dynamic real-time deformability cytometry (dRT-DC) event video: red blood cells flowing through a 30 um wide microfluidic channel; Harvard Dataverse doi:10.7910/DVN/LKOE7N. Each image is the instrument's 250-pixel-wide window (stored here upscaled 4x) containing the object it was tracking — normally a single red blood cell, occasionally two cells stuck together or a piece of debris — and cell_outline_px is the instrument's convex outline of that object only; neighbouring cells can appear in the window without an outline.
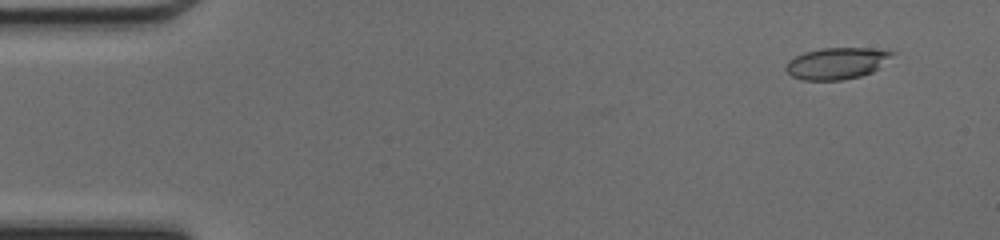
{"species": "common noctule bat (a hibernating species)", "species_latin": "Nyctalus noctula", "temperature_condition": "cold", "stored_images_in_passage": 43, "camera_frame_rate_fps": 3000, "um_per_image_px": 0.085, "animal": {"sex": "female", "body_mass_g": 17.0, "forearm_length_mm": 48.0}, "frame": {"image": 1, "passage_image": 1, "time_ms": 0.0, "image_size_px": [1000, 240], "cell_outline_px": [[896, 52], [880, 68], [872, 72], [860, 76], [840, 80], [804, 80], [792, 76], [784, 68], [788, 60], [804, 52], [820, 48], [888, 48]], "centroid_in_image_um": [71.18, 5.36], "position_along_channel_um": 13.8, "area_um2": 19.83}}
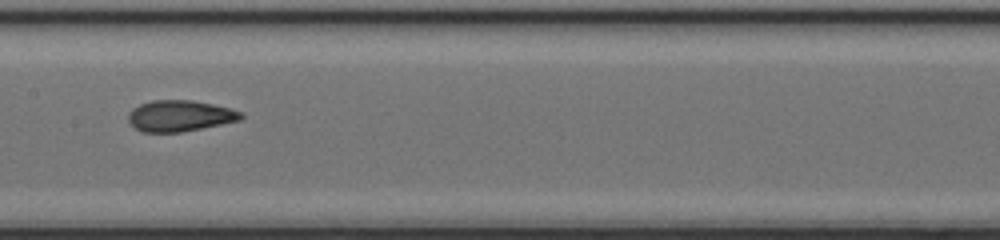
{"frame": {"image": 2, "passage_image": 22, "time_ms": 7.0, "image_size_px": [1000, 240], "cell_outline_px": [[244, 116], [240, 120], [180, 132], [140, 132], [128, 120], [128, 112], [132, 108], [140, 104], [152, 100], [192, 100], [232, 108], [244, 112]], "centroid_in_image_um": [15.29, 9.84], "position_along_channel_um": 192.1, "area_um2": 20.46}}
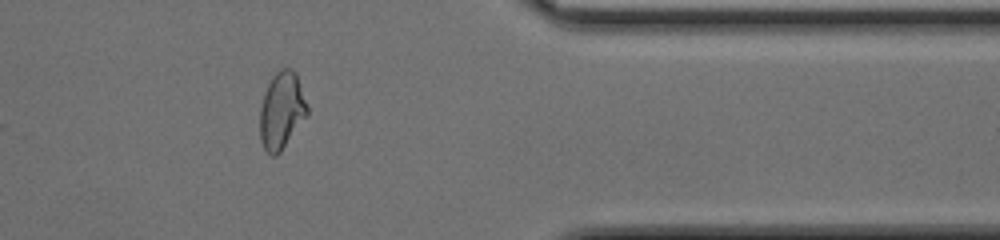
{"frame": {"image": 3, "passage_image": 37, "time_ms": 12.0, "image_size_px": [1000, 240], "cell_outline_px": [[308, 112], [280, 152], [276, 156], [272, 156], [264, 148], [260, 140], [260, 108], [264, 92], [272, 76], [280, 68], [292, 68], [296, 72], [308, 108]], "centroid_in_image_um": [23.92, 9.36], "position_along_channel_um": 387.5, "area_um2": 20.98}}